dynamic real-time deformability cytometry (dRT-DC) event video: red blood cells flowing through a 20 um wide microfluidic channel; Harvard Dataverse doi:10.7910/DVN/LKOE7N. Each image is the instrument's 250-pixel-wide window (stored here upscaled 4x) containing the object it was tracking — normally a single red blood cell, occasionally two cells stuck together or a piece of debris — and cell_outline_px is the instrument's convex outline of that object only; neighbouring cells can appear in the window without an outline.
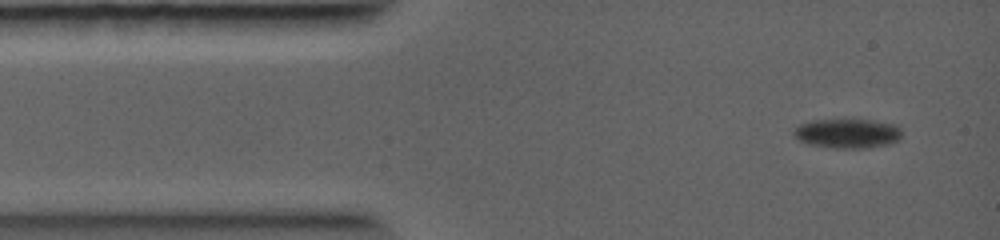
{"species": "common noctule bat (a hibernating species)", "species_latin": "Nyctalus noctula", "temperature_condition": "warm", "stored_images_in_passage": 26, "camera_frame_rate_fps": 5000, "um_per_image_px": 0.085, "animal": {"sex": "female", "body_mass_g": 19.0, "forearm_length_mm": 56.7}, "frame": {"image": 1, "passage_image": 1, "time_ms": 0.0, "image_size_px": [1000, 240], "cell_outline_px": [[900, 136], [896, 140], [888, 144], [868, 148], [832, 148], [808, 144], [800, 140], [792, 132], [800, 124], [816, 120], [852, 116], [896, 124], [900, 128]], "centroid_in_image_um": [72.04, 11.29], "position_along_channel_um": 13.0, "area_um2": 19.19}}
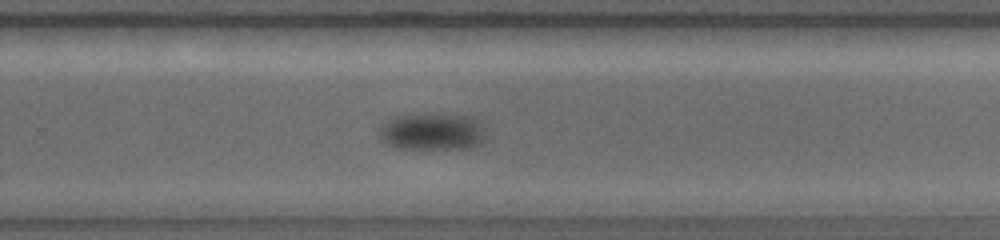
{"frame": {"image": 2, "passage_image": 12, "time_ms": 6.6, "image_size_px": [1000, 240], "cell_outline_px": [[484, 140], [480, 144], [468, 148], [396, 148], [388, 144], [380, 136], [380, 124], [388, 120], [400, 116], [428, 112], [472, 116], [480, 120], [484, 128]], "centroid_in_image_um": [36.79, 11.15], "position_along_channel_um": 293.0, "area_um2": 23.29}}
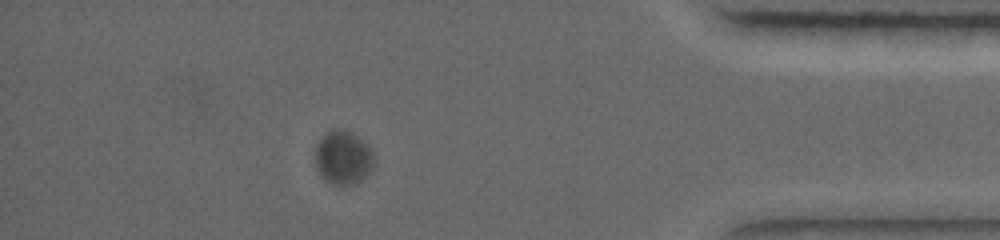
{"frame": {"image": 3, "passage_image": 20, "time_ms": 9.6, "image_size_px": [1000, 240], "cell_outline_px": [[372, 168], [360, 180], [348, 184], [336, 184], [324, 180], [316, 164], [316, 144], [324, 132], [332, 128], [344, 128], [352, 132], [368, 144], [372, 152]], "centroid_in_image_um": [29.14, 13.32], "position_along_channel_um": 406.1, "area_um2": 18.21}}